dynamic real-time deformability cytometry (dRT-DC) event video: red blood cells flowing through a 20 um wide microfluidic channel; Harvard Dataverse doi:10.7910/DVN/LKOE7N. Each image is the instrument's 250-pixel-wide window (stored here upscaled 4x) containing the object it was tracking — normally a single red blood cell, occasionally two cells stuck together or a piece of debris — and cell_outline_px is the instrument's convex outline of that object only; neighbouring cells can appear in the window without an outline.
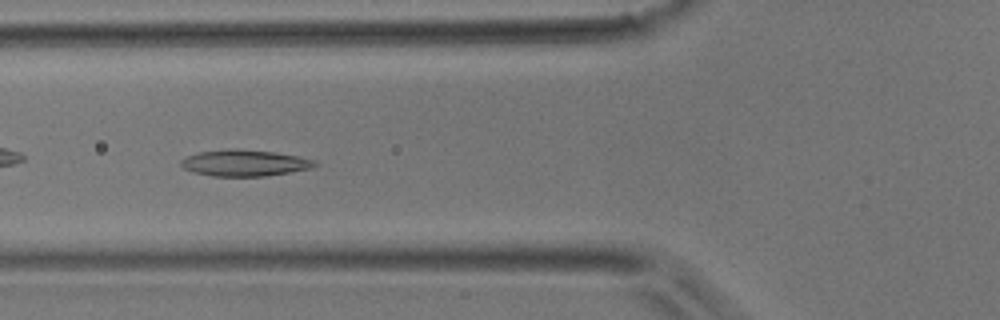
{"species": "common noctule bat (a hibernating species)", "species_latin": "Nyctalus noctula", "temperature_condition": "room temperature", "stored_images_in_passage": 38, "camera_frame_rate_fps": 3000, "um_per_image_px": 0.085, "animal": {"sex": "male", "body_mass_g": 17.9}, "frame": {"image": 1, "passage_image": 8, "time_ms": 2.333, "image_size_px": [1000, 320], "cell_outline_px": [[320, 164], [312, 168], [264, 176], [212, 176], [192, 172], [184, 168], [180, 164], [180, 160], [188, 156], [200, 152], [236, 148], [272, 152], [296, 156], [316, 160]], "centroid_in_image_um": [20.79, 13.85], "position_along_channel_um": 105.0, "area_um2": 20.4}}
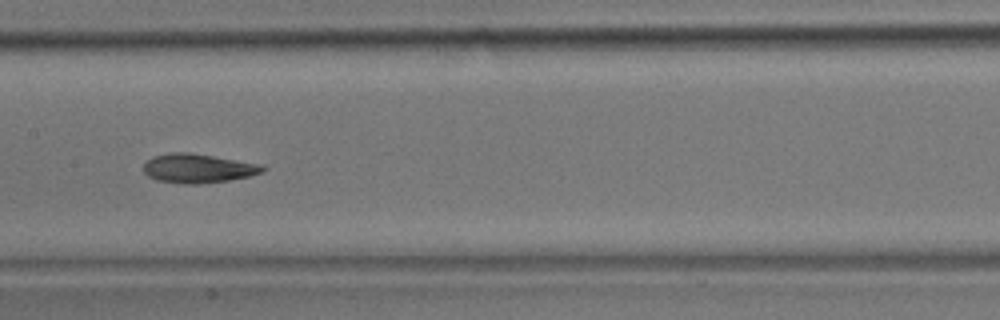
{"frame": {"image": 2, "passage_image": 14, "time_ms": 4.333, "image_size_px": [1000, 320], "cell_outline_px": [[268, 168], [264, 172], [248, 176], [228, 180], [200, 184], [184, 184], [156, 180], [148, 176], [144, 172], [144, 164], [152, 156], [172, 152], [188, 152], [264, 164]], "centroid_in_image_um": [16.86, 14.3], "position_along_channel_um": 190.5, "area_um2": 20.35}}
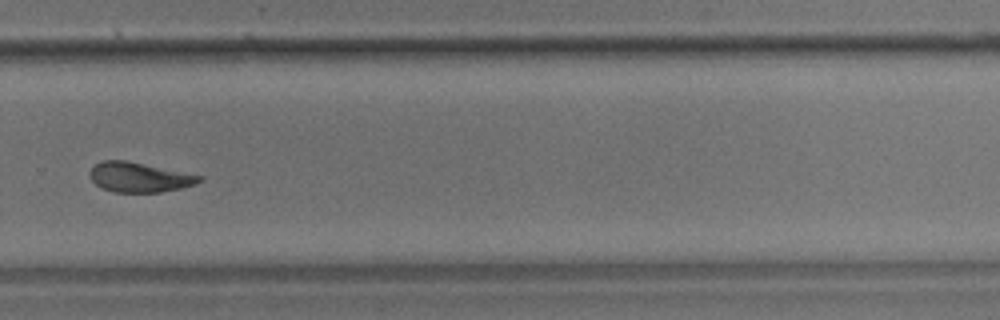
{"frame": {"image": 3, "passage_image": 23, "time_ms": 7.333, "image_size_px": [1000, 320], "cell_outline_px": [[204, 176], [196, 184], [180, 188], [160, 192], [112, 192], [100, 188], [88, 176], [88, 172], [96, 164], [104, 160], [128, 160]], "centroid_in_image_um": [11.81, 15.06], "position_along_channel_um": 318.0, "area_um2": 19.13}}